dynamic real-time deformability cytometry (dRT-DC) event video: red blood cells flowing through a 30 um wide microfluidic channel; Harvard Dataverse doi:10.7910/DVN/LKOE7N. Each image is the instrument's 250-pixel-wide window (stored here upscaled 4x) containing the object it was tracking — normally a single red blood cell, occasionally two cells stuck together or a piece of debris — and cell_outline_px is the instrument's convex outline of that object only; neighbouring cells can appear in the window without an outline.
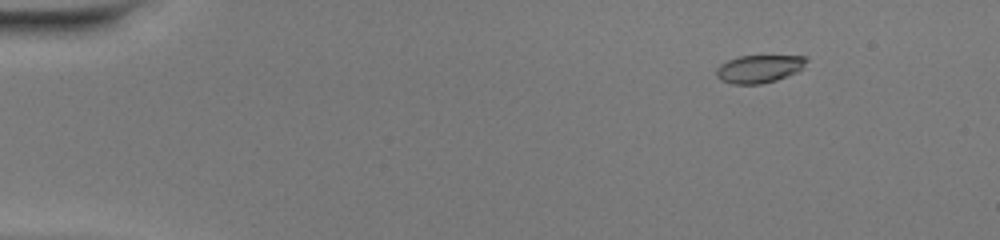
{"species": "common noctule bat (a hibernating species)", "species_latin": "Nyctalus noctula", "temperature_condition": "warm", "stored_images_in_passage": 50, "camera_frame_rate_fps": 3000, "um_per_image_px": 0.085, "animal": {"sex": "female", "body_mass_g": 20.0, "forearm_length_mm": 54.0}, "frame": {"image": 1, "passage_image": 7, "time_ms": 2.0, "image_size_px": [1000, 240], "cell_outline_px": [[808, 60], [804, 68], [796, 72], [776, 80], [760, 84], [732, 84], [720, 80], [716, 76], [716, 68], [720, 64], [728, 60], [740, 56], [804, 56]], "centroid_in_image_um": [64.51, 5.85], "position_along_channel_um": 20.5, "area_um2": 14.62}}
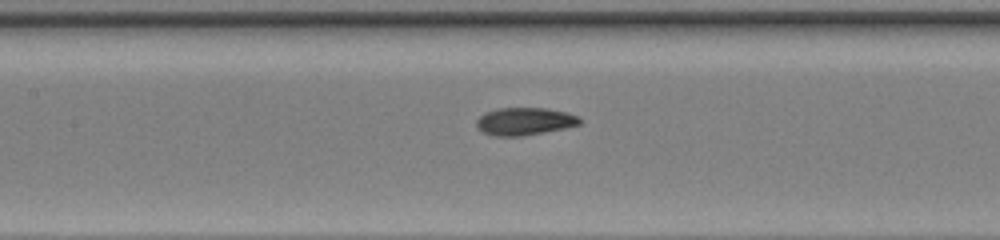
{"frame": {"image": 2, "passage_image": 25, "time_ms": 8.0, "image_size_px": [1000, 240], "cell_outline_px": [[584, 120], [580, 124], [564, 128], [544, 132], [520, 136], [496, 136], [480, 132], [476, 128], [476, 120], [484, 112], [496, 108], [544, 108], [568, 112]], "centroid_in_image_um": [44.55, 10.31], "position_along_channel_um": 162.8, "area_um2": 16.76}}
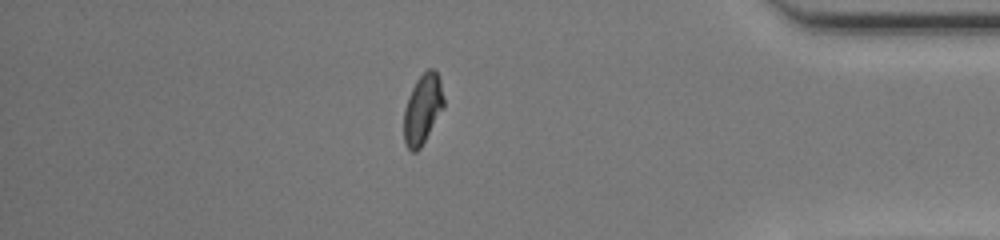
{"frame": {"image": 3, "passage_image": 44, "time_ms": 14.333, "image_size_px": [1000, 240], "cell_outline_px": [[444, 108], [420, 148], [416, 152], [412, 152], [408, 148], [404, 140], [404, 108], [408, 96], [416, 80], [428, 68], [432, 68], [436, 72], [440, 80], [444, 96]], "centroid_in_image_um": [35.93, 9.26], "position_along_channel_um": 399.3, "area_um2": 16.24}, "authors_computed_cell_mechanics": {"area_um2": 16.1551, "velocity_mm_per_s": 4.2235, "shape_relaxation_time_tau1_ms": 5.8927, "shape_relaxation_time_tau2_ms": 1.1352, "deformation_change_tau1": 0.2265, "deformation_change_tau2": 0.0617}}